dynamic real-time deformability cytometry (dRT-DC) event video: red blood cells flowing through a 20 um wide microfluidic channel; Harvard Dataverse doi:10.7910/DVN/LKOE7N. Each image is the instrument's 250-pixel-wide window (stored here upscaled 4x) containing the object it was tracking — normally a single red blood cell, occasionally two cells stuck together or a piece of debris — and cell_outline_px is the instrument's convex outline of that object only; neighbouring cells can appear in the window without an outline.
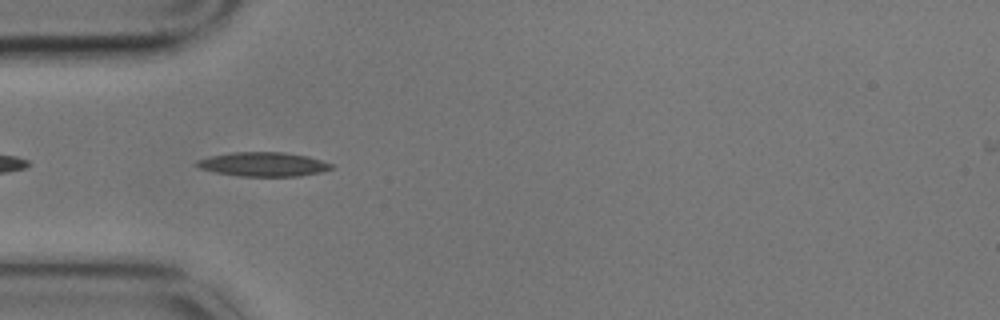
{"species": "common noctule bat (a hibernating species)", "species_latin": "Nyctalus noctula", "temperature_condition": "cold", "stored_images_in_passage": 5, "camera_frame_rate_fps": 3000, "um_per_image_px": 0.085, "animal": {"sex": "male", "body_mass_g": 17.9}, "frame": {"image": 1, "passage_image": 4, "time_ms": 1.0, "image_size_px": [1000, 320], "cell_outline_px": [[332, 168], [320, 172], [300, 176], [240, 176], [216, 172], [200, 168], [196, 164], [196, 160], [212, 156], [232, 152], [284, 152], [308, 156], [332, 164]], "centroid_in_image_um": [22.39, 13.96], "position_along_channel_um": 62.6, "area_um2": 18.73}}